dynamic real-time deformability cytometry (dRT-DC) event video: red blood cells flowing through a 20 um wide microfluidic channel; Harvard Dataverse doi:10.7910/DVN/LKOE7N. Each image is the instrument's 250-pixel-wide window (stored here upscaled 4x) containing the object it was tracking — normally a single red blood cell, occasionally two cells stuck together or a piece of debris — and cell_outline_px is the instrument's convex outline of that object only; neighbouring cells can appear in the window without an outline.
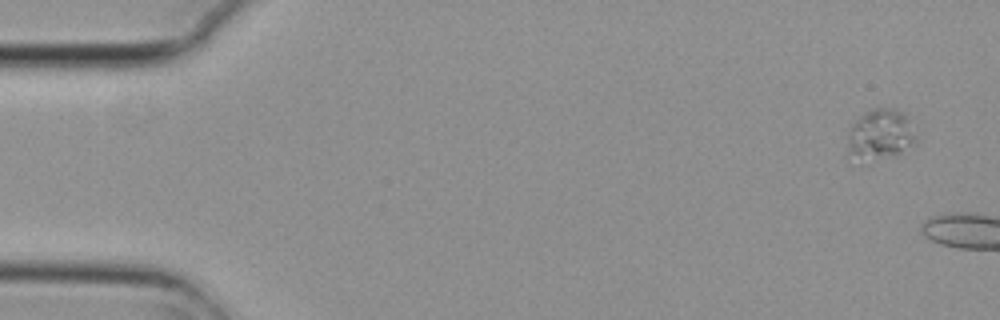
{"species": "common noctule bat (a hibernating species)", "species_latin": "Nyctalus noctula", "temperature_condition": "cold", "stored_images_in_passage": 2, "camera_frame_rate_fps": 3000, "um_per_image_px": 0.085, "animal": {"sex": "female", "body_mass_g": 29.2, "forearm_length_mm": 56.3}, "frame": {"image": 1, "passage_image": 1, "time_ms": 0.0, "image_size_px": [1000, 320], "cell_outline_px": [[916, 140], [912, 144], [900, 152], [892, 156], [868, 164], [852, 152], [848, 144], [848, 132], [852, 124], [864, 112], [872, 108], [892, 108], [904, 112], [916, 136]], "centroid_in_image_um": [74.83, 11.42], "position_along_channel_um": 10.2, "area_um2": 19.94}}